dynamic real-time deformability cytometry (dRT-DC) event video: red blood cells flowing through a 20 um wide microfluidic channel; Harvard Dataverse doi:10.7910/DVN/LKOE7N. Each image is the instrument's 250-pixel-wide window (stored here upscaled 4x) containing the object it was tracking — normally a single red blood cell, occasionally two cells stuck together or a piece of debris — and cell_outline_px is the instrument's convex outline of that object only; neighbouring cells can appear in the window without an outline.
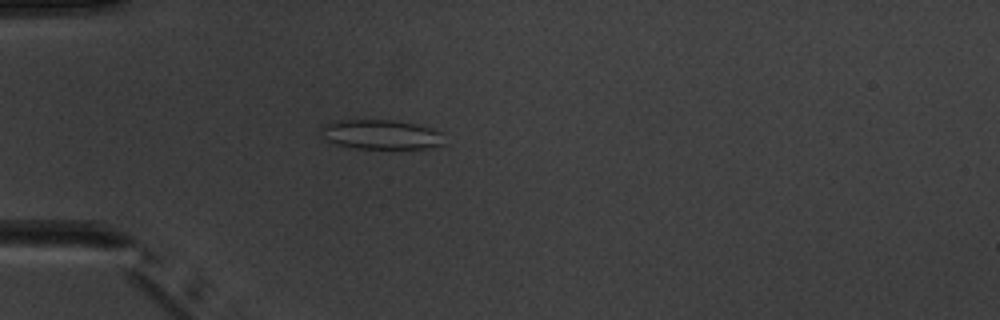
{"species": "common noctule bat (a hibernating species)", "species_latin": "Nyctalus noctula", "temperature_condition": "warm", "stored_images_in_passage": 4, "camera_frame_rate_fps": 3000, "um_per_image_px": 0.085, "animal": {"sex": "male", "body_mass_g": 20.1, "forearm_length_mm": 53.5}, "frame": {"image": 1, "passage_image": 4, "time_ms": 4.333, "image_size_px": [1000, 320], "cell_outline_px": [[448, 144], [424, 148], [356, 148], [336, 144], [328, 140], [320, 132], [320, 128], [324, 124], [340, 120], [392, 120], [416, 124], [440, 132]], "centroid_in_image_um": [32.4, 11.43], "position_along_channel_um": 52.6, "area_um2": 21.04}}